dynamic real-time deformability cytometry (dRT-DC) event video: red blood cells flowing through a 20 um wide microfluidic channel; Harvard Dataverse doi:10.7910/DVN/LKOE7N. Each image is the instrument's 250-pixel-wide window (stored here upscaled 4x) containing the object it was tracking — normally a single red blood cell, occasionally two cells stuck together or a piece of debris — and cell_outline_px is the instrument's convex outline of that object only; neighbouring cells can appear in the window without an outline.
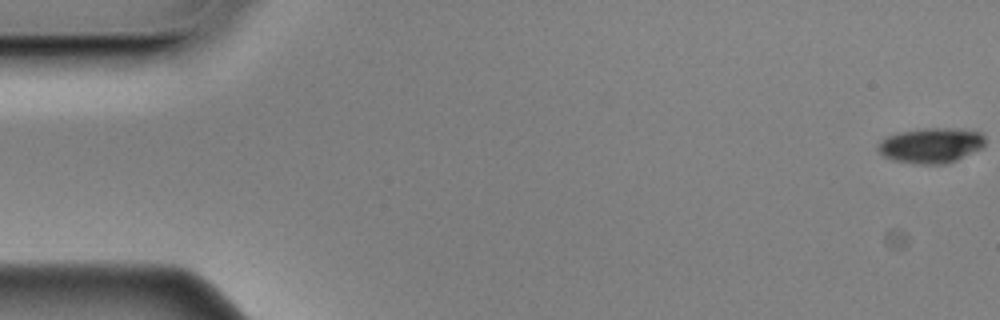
{"species": "Egyptian fruit bat (a non-hibernating species)", "species_latin": "Rousettus aegyptiacus", "temperature_condition": "cold", "stored_images_in_passage": 58, "camera_frame_rate_fps": 3000, "um_per_image_px": 0.085, "animal": {"sex": "male"}, "frame": {"image": 1, "passage_image": 1, "time_ms": 0.0, "image_size_px": [1000, 320], "cell_outline_px": [[984, 144], [980, 148], [956, 160], [944, 164], [912, 164], [892, 160], [884, 156], [876, 148], [876, 144], [880, 140], [896, 132], [924, 128], [964, 128], [980, 132], [984, 136]], "centroid_in_image_um": [79.09, 12.35], "position_along_channel_um": 5.9, "area_um2": 22.2}}
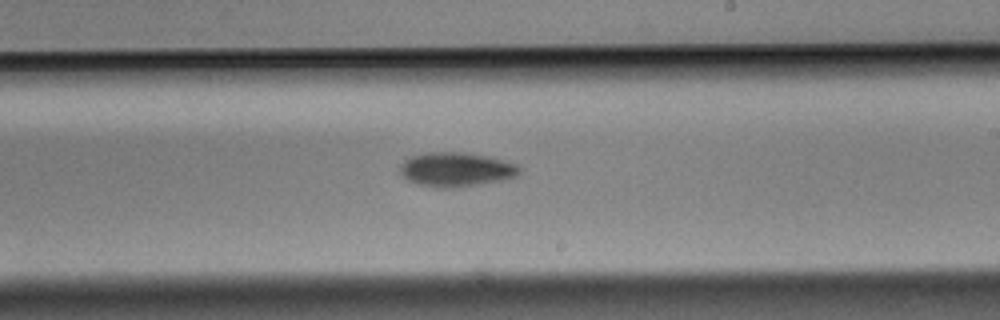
{"frame": {"image": 2, "passage_image": 34, "time_ms": 11.0, "image_size_px": [1000, 320], "cell_outline_px": [[520, 172], [516, 176], [504, 180], [448, 188], [420, 184], [408, 180], [400, 172], [400, 164], [404, 160], [412, 156], [428, 152], [460, 152], [484, 156], [516, 164], [520, 168]], "centroid_in_image_um": [38.75, 14.4], "position_along_channel_um": 250.2, "area_um2": 23.24}}
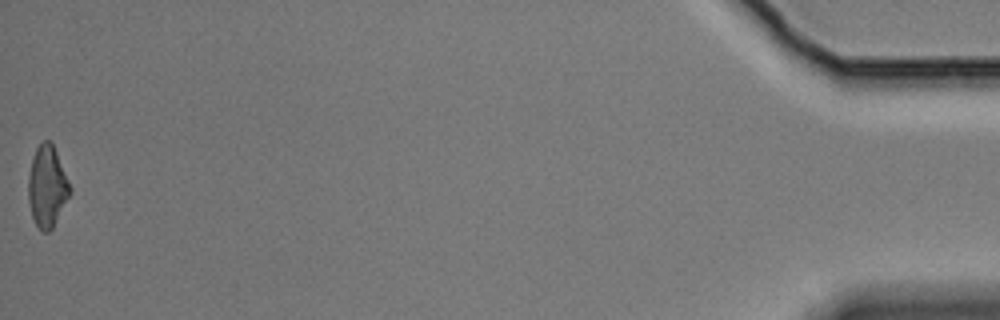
{"frame": {"image": 3, "passage_image": 58, "time_ms": 19.0, "image_size_px": [1000, 320], "cell_outline_px": [[72, 192], [52, 228], [48, 232], [44, 232], [36, 224], [32, 216], [28, 200], [28, 176], [32, 160], [36, 148], [44, 140], [48, 140], [52, 144], [56, 152], [72, 188]], "centroid_in_image_um": [4.01, 15.86], "position_along_channel_um": 431.2, "area_um2": 19.54}, "authors_computed_cell_mechanics": {"area_um2": 22.3108, "velocity_mm_per_s": 3.5027, "shape_relaxation_time_tau1_ms": 3.2647, "shape_relaxation_time_tau2_ms": null, "deformation_change_tau1": 0.0983, "deformation_change_tau2": null}}